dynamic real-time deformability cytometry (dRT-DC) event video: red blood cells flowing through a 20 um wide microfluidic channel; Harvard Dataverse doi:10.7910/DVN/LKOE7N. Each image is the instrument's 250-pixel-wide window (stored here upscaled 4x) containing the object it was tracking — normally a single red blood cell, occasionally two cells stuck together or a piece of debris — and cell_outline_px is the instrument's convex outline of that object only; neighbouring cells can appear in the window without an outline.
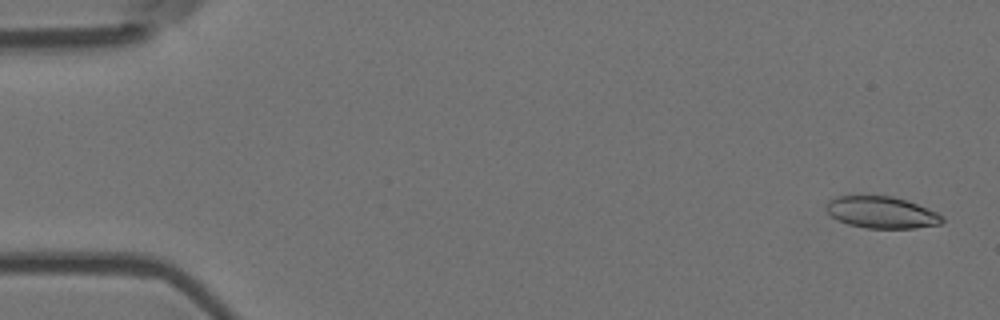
{"species": "Egyptian fruit bat (a non-hibernating species)", "species_latin": "Rousettus aegyptiacus", "temperature_condition": "room temperature", "stored_images_in_passage": 4, "camera_frame_rate_fps": 3000, "um_per_image_px": 0.085, "animal": {"sex": "female"}, "frame": {"image": 1, "passage_image": 2, "time_ms": 0.333, "image_size_px": [1000, 320], "cell_outline_px": [[944, 220], [940, 224], [916, 228], [864, 228], [848, 224], [832, 216], [828, 212], [828, 200], [836, 196], [892, 196], [908, 200], [936, 212], [944, 216]], "centroid_in_image_um": [74.98, 18.05], "position_along_channel_um": 10.0, "area_um2": 21.33}}